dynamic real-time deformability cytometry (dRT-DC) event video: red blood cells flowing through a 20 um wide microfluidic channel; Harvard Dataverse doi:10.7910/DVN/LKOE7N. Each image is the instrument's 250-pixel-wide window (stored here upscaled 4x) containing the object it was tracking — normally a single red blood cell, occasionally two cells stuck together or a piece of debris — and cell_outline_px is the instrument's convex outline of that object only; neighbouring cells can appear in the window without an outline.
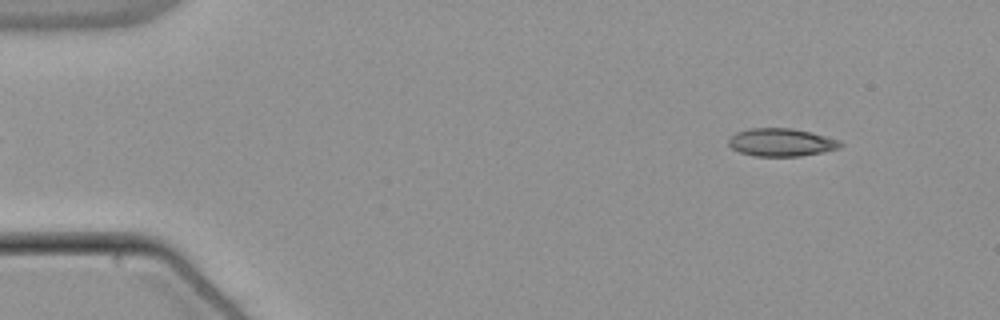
{"species": "common noctule bat (a hibernating species)", "species_latin": "Nyctalus noctula", "temperature_condition": "warm", "stored_images_in_passage": 13, "camera_frame_rate_fps": 3000, "um_per_image_px": 0.085, "animal": {"sex": "male", "body_mass_g": 21.5, "forearm_length_mm": 52.0}, "frame": {"image": 1, "passage_image": 5, "time_ms": 1.333, "image_size_px": [1000, 320], "cell_outline_px": [[844, 144], [840, 148], [824, 152], [800, 156], [756, 156], [740, 152], [732, 148], [728, 144], [728, 140], [736, 132], [752, 128], [792, 128], [840, 140]], "centroid_in_image_um": [66.42, 12.1], "position_along_channel_um": 18.6, "area_um2": 18.09}}